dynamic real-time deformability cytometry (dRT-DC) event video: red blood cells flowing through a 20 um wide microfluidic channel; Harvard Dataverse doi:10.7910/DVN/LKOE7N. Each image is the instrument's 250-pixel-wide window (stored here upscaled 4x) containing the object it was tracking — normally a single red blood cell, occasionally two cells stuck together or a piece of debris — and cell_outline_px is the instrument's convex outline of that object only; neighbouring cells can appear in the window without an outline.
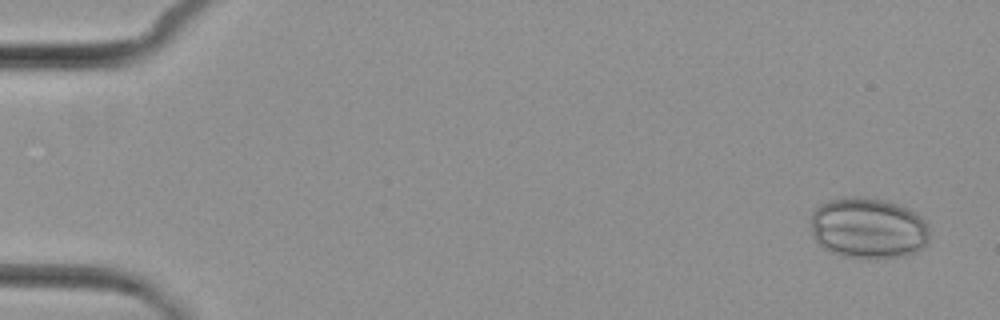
{"species": "common noctule bat (a hibernating species)", "species_latin": "Nyctalus noctula", "temperature_condition": "cold", "stored_images_in_passage": 5, "camera_frame_rate_fps": 3000, "um_per_image_px": 0.085, "animal": {"sex": "female", "body_mass_g": 29.2, "forearm_length_mm": 56.3}, "frame": {"image": 1, "passage_image": 1, "time_ms": 0.0, "image_size_px": [1000, 320], "cell_outline_px": [[928, 244], [924, 248], [904, 256], [876, 260], [844, 256], [832, 252], [824, 248], [812, 236], [812, 212], [820, 204], [828, 200], [852, 196], [884, 200], [908, 208], [920, 216], [924, 220], [928, 228]], "centroid_in_image_um": [73.81, 19.41], "position_along_channel_um": 11.2, "area_um2": 42.48}}